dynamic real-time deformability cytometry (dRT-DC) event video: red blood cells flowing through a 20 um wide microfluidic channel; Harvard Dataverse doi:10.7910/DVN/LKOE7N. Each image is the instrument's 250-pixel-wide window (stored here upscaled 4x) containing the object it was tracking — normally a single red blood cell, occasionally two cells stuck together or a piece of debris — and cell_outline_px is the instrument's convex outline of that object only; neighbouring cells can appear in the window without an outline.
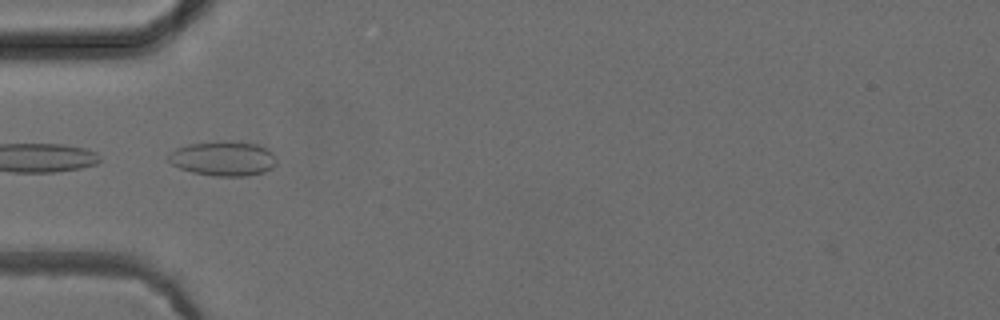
{"species": "common noctule bat (a hibernating species)", "species_latin": "Nyctalus noctula", "temperature_condition": "cold", "stored_images_in_passage": 11, "camera_frame_rate_fps": 3000, "um_per_image_px": 0.085, "animal": {"sex": "female", "body_mass_g": 24.6, "forearm_length_mm": 56.2}, "frame": {"image": 1, "passage_image": 1, "time_ms": 0.0, "image_size_px": [1000, 320], "cell_outline_px": [[276, 164], [272, 168], [264, 172], [248, 176], [212, 176], [192, 172], [180, 168], [172, 164], [168, 160], [168, 152], [176, 148], [188, 144], [220, 140], [260, 144], [268, 148], [272, 152], [276, 160]], "centroid_in_image_um": [18.98, 13.46], "position_along_channel_um": 66.0, "area_um2": 22.2}}